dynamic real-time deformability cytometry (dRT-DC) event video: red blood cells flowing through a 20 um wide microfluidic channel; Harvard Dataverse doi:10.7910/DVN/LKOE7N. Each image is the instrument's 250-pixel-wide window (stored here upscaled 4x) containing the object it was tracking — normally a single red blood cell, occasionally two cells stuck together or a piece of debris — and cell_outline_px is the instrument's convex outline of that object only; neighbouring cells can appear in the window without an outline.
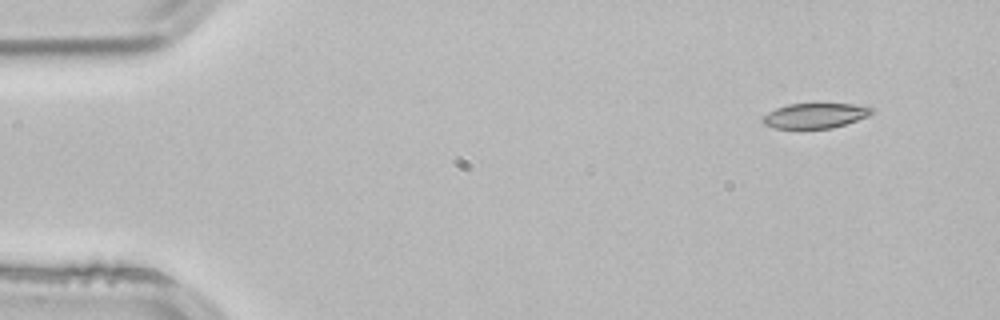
{"species": "common noctule bat (a hibernating species)", "species_latin": "Nyctalus noctula", "temperature_condition": "room temperature", "stored_images_in_passage": 3, "camera_frame_rate_fps": 3000, "um_per_image_px": 0.085, "animal": {"sex": "male", "body_mass_g": 21.5, "forearm_length_mm": 52.0}, "frame": {"image": 1, "passage_image": 1, "time_ms": 0.0, "image_size_px": [1000, 320], "cell_outline_px": [[876, 112], [868, 116], [832, 128], [776, 128], [764, 124], [760, 120], [768, 112], [776, 108], [788, 104], [852, 104], [876, 108]], "centroid_in_image_um": [69.31, 9.82], "position_along_channel_um": 15.7, "area_um2": 15.84}}
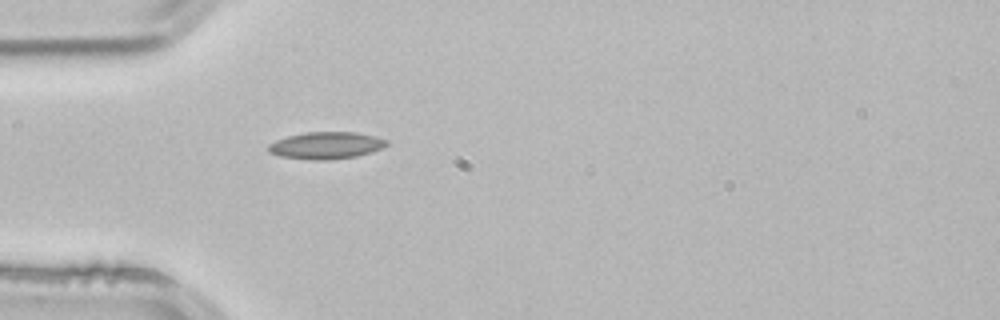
{"frame": {"image": 2, "passage_image": 3, "time_ms": 0.667, "image_size_px": [1000, 320], "cell_outline_px": [[388, 144], [384, 148], [372, 152], [356, 156], [328, 160], [308, 160], [280, 156], [268, 152], [268, 144], [276, 140], [288, 136], [304, 132], [356, 132], [376, 136], [388, 140]], "centroid_in_image_um": [27.74, 12.36], "position_along_channel_um": 57.3, "area_um2": 18.84}}